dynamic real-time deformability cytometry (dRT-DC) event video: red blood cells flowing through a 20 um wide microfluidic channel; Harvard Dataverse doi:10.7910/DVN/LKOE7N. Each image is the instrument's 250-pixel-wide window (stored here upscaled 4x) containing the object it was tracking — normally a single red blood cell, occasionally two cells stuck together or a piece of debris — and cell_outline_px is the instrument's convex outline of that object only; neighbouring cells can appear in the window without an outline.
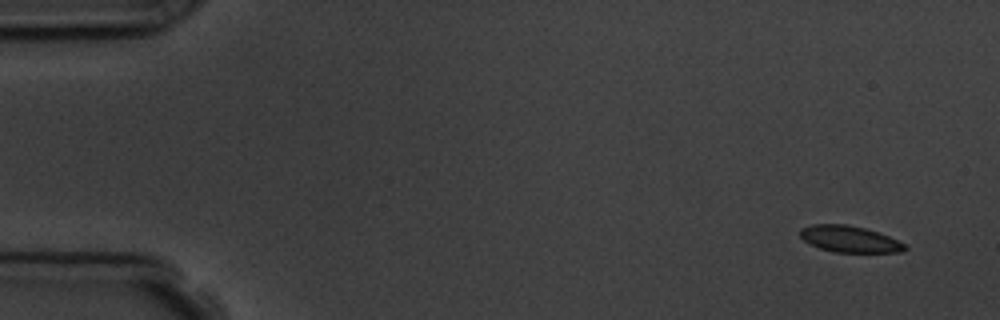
{"species": "common noctule bat (a hibernating species)", "species_latin": "Nyctalus noctula", "temperature_condition": "room temperature", "stored_images_in_passage": 7, "camera_frame_rate_fps": 3000, "um_per_image_px": 0.085, "animal": {"sex": "male", "body_mass_g": 19.5, "forearm_length_mm": 54.6}, "frame": {"image": 1, "passage_image": 1, "time_ms": 0.0, "image_size_px": [1000, 320], "cell_outline_px": [[908, 248], [904, 252], [832, 252], [820, 248], [804, 240], [800, 236], [800, 228], [812, 224], [848, 224], [864, 228], [888, 236], [904, 244]], "centroid_in_image_um": [72.19, 20.32], "position_along_channel_um": 12.8, "area_um2": 16.01}}
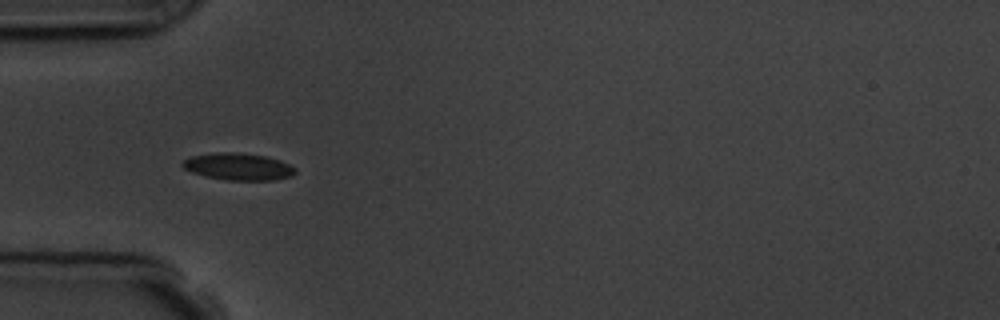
{"frame": {"image": 2, "passage_image": 5, "time_ms": 4.667, "image_size_px": [1000, 320], "cell_outline_px": [[296, 172], [292, 176], [276, 180], [228, 180], [204, 176], [192, 172], [184, 168], [180, 164], [184, 160], [192, 156], [216, 152], [232, 152], [264, 156], [280, 160], [296, 168]], "centroid_in_image_um": [20.26, 14.17], "position_along_channel_um": 64.7, "area_um2": 17.69}}